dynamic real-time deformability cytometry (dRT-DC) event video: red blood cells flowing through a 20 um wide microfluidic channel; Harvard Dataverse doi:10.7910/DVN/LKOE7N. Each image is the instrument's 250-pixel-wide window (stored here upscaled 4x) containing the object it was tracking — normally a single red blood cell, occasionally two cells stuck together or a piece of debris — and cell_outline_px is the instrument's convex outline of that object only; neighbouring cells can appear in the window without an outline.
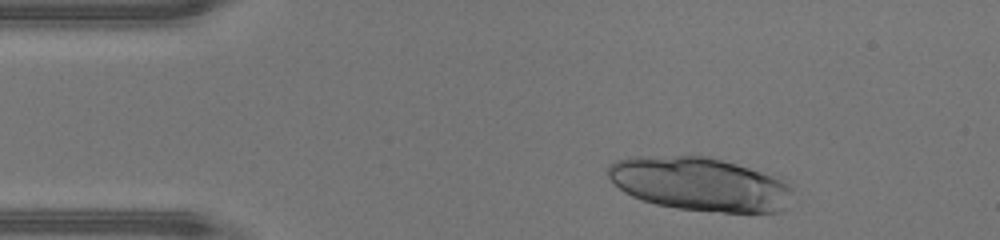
{"species": "human", "species_latin": "Homo sapiens", "temperature_condition": "warm", "stored_images_in_passage": 15, "camera_frame_rate_fps": 3000, "um_per_image_px": 0.085, "donor": {"sex": "male"}, "frame": {"image": 1, "passage_image": 3, "time_ms": 0.667, "image_size_px": [1000, 240], "cell_outline_px": [[788, 192], [784, 212], [724, 212], [676, 208], [656, 204], [632, 196], [624, 192], [608, 176], [608, 164], [616, 160], [628, 156], [704, 156], [736, 164], [780, 176], [788, 184]], "centroid_in_image_um": [59.45, 15.63], "position_along_channel_um": 25.6, "area_um2": 57.34}}